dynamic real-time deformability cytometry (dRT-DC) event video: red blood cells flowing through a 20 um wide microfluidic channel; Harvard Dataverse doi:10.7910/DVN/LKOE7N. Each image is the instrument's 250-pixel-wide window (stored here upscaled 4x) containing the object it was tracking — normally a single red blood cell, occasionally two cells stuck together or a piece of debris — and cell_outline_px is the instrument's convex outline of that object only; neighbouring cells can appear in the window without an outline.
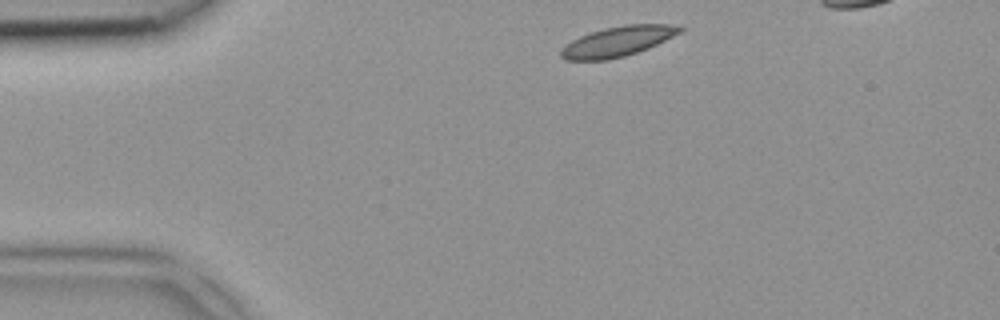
{"species": "common noctule bat (a hibernating species)", "species_latin": "Nyctalus noctula", "temperature_condition": "room temperature", "stored_images_in_passage": 3, "segment_of_instrument_passage": [1, 2], "camera_frame_rate_fps": 3000, "um_per_image_px": 0.085, "animal": {"sex": "female", "body_mass_g": 18.4}, "frame": {"image": 1, "passage_image": 1, "time_ms": 0.0, "image_size_px": [1000, 320], "cell_outline_px": [[684, 28], [680, 32], [648, 48], [624, 56], [608, 60], [564, 60], [560, 56], [560, 48], [564, 44], [580, 36], [604, 28], [624, 24], [680, 24]], "centroid_in_image_um": [52.47, 3.51], "position_along_channel_um": 32.5, "area_um2": 20.87}}